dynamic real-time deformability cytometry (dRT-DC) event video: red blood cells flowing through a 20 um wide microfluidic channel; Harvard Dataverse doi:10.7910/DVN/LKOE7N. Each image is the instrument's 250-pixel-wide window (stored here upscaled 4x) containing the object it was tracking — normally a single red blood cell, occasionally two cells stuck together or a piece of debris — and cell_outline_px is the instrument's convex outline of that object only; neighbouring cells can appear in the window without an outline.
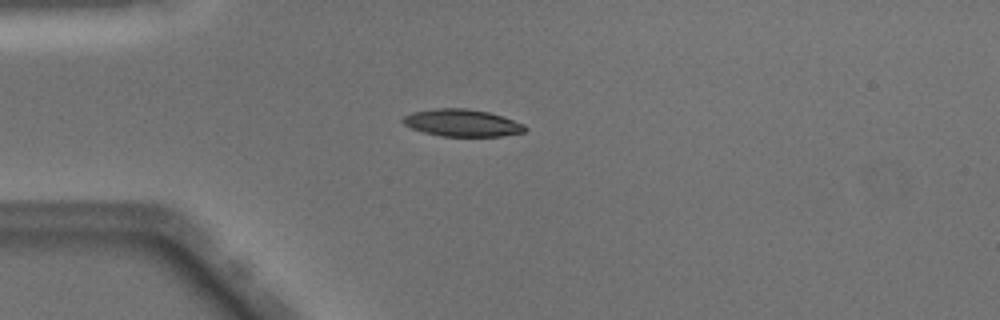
{"species": "Egyptian fruit bat (a non-hibernating species)", "species_latin": "Rousettus aegyptiacus", "temperature_condition": "warm", "stored_images_in_passage": 37, "camera_frame_rate_fps": 3000, "um_per_image_px": 0.085, "animal": {"sex": "male"}, "frame": {"image": 1, "passage_image": 1, "time_ms": 0.0, "image_size_px": [1000, 320], "cell_outline_px": [[528, 128], [524, 132], [500, 136], [440, 136], [424, 132], [412, 128], [404, 124], [400, 120], [404, 116], [412, 112], [436, 108], [464, 108], [488, 112], [524, 124]], "centroid_in_image_um": [39.25, 10.44], "position_along_channel_um": 45.7, "area_um2": 19.19}}
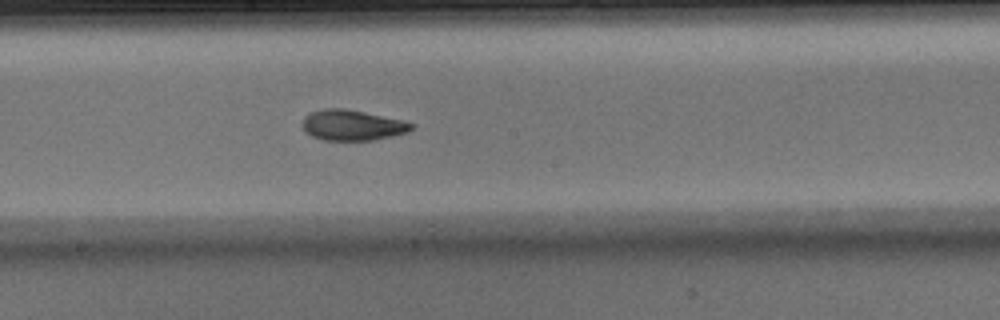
{"frame": {"image": 2, "passage_image": 15, "time_ms": 4.667, "image_size_px": [1000, 320], "cell_outline_px": [[412, 128], [408, 132], [392, 136], [372, 140], [324, 140], [312, 136], [304, 132], [304, 116], [312, 112], [324, 108], [344, 108], [364, 112], [400, 120], [412, 124]], "centroid_in_image_um": [29.91, 10.64], "position_along_channel_um": 218.3, "area_um2": 19.07}}
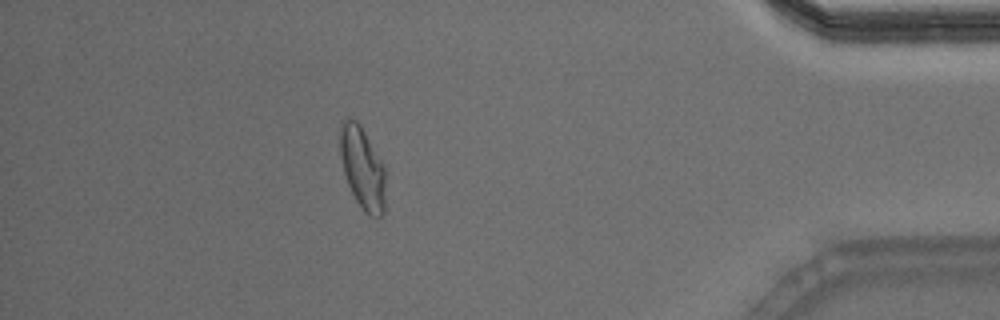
{"frame": {"image": 3, "passage_image": 32, "time_ms": 10.333, "image_size_px": [1000, 320], "cell_outline_px": [[384, 212], [380, 216], [368, 216], [364, 212], [356, 200], [348, 184], [344, 172], [340, 152], [340, 128], [344, 116], [348, 116], [356, 120], [360, 124], [380, 160], [384, 168]], "centroid_in_image_um": [30.78, 14.25], "position_along_channel_um": 404.4, "area_um2": 21.44}, "authors_computed_cell_mechanics": {"area_um2": 19.7676, "velocity_mm_per_s": 4.0651, "shape_relaxation_time_tau1_ms": 4.4978, "shape_relaxation_time_tau2_ms": 1.7813, "deformation_change_tau1": 0.1735, "deformation_change_tau2": 0.0806}}